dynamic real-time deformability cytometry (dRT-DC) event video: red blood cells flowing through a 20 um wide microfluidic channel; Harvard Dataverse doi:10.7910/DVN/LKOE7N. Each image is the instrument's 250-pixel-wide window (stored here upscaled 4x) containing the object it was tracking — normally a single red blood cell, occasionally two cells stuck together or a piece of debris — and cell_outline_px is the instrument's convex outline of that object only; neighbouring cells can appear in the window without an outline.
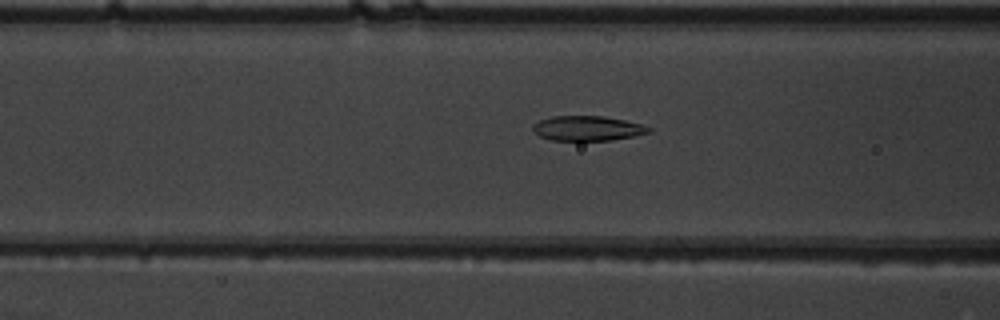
{"species": "common noctule bat (a hibernating species)", "species_latin": "Nyctalus noctula", "temperature_condition": "warm", "stored_images_in_passage": 41, "camera_frame_rate_fps": 3000, "um_per_image_px": 0.085, "animal": {"sex": "male", "body_mass_g": 19.5, "forearm_length_mm": 54.6}, "frame": {"image": 1, "passage_image": 10, "time_ms": 3.0, "image_size_px": [1000, 320], "cell_outline_px": [[652, 132], [612, 140], [552, 140], [540, 136], [532, 128], [532, 124], [540, 120], [552, 116], [604, 116], [624, 120], [640, 124], [652, 128]], "centroid_in_image_um": [49.94, 10.9], "position_along_channel_um": 116.7, "area_um2": 16.65}}
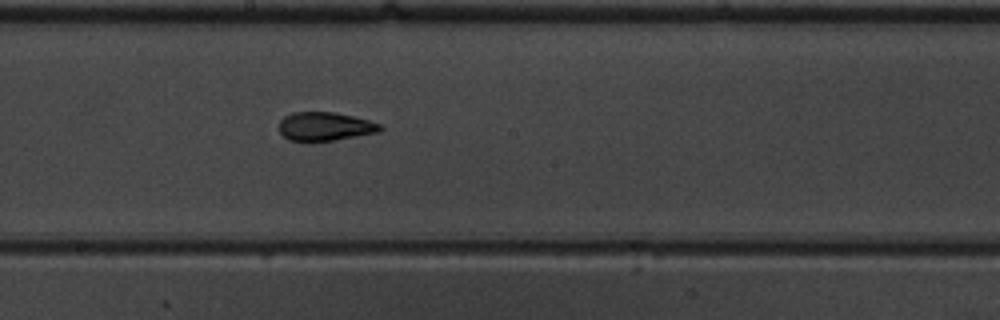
{"frame": {"image": 2, "passage_image": 18, "time_ms": 5.667, "image_size_px": [1000, 320], "cell_outline_px": [[384, 128], [380, 132], [308, 144], [288, 140], [280, 132], [280, 120], [284, 116], [292, 112], [332, 112], [352, 116], [368, 120], [380, 124]], "centroid_in_image_um": [27.58, 10.78], "position_along_channel_um": 220.6, "area_um2": 17.22}}
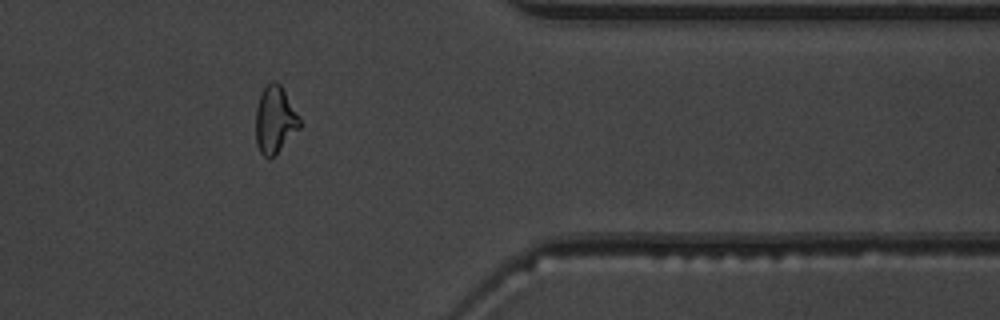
{"frame": {"image": 3, "passage_image": 32, "time_ms": 10.333, "image_size_px": [1000, 320], "cell_outline_px": [[300, 128], [272, 156], [264, 156], [260, 152], [256, 144], [256, 108], [260, 96], [264, 88], [272, 80], [276, 80], [280, 84], [300, 116]], "centroid_in_image_um": [23.37, 10.14], "position_along_channel_um": 388.0, "area_um2": 16.88}, "authors_computed_cell_mechanics": {"area_um2": 17.1088, "velocity_mm_per_s": 3.9029, "shape_relaxation_time_tau1_ms": 10.3381, "shape_relaxation_time_tau2_ms": 1.6885, "deformation_change_tau1": 0.2852, "deformation_change_tau2": 0.0791}}